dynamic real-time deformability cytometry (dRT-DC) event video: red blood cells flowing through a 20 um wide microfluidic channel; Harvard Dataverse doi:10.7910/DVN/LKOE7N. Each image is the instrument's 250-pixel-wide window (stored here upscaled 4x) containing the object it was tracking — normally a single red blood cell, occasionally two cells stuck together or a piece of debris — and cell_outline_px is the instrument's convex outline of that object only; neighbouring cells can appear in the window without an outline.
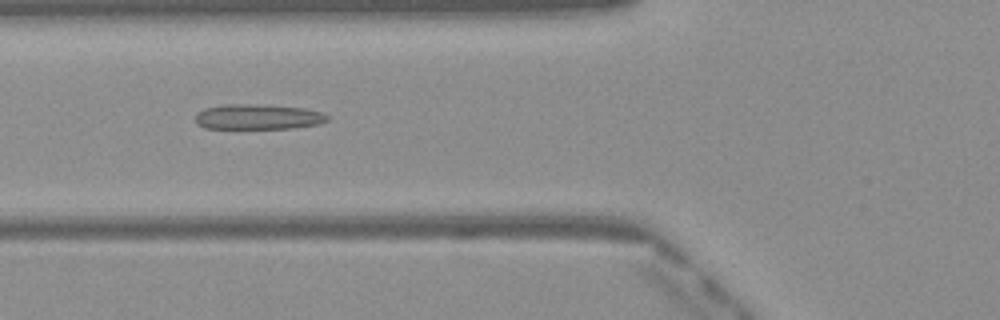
{"species": "Egyptian fruit bat (a non-hibernating species)", "species_latin": "Rousettus aegyptiacus", "temperature_condition": "warm", "stored_images_in_passage": 50, "camera_frame_rate_fps": 3000, "um_per_image_px": 0.085, "frame": {"image": 1, "passage_image": 19, "time_ms": 6.0, "image_size_px": [1000, 320], "cell_outline_px": [[328, 120], [316, 124], [292, 128], [204, 128], [196, 124], [196, 112], [204, 108], [220, 104], [264, 104], [304, 108], [320, 112], [328, 116]], "centroid_in_image_um": [21.86, 9.91], "position_along_channel_um": 103.9, "area_um2": 19.48}}
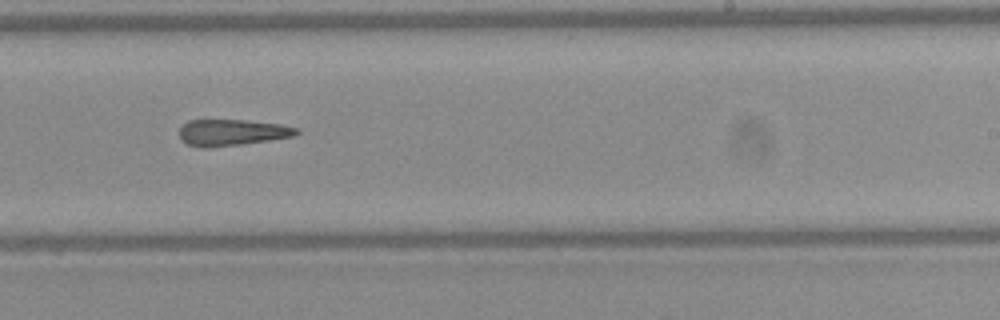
{"frame": {"image": 2, "passage_image": 31, "time_ms": 10.0, "image_size_px": [1000, 320], "cell_outline_px": [[300, 132], [296, 136], [240, 144], [204, 148], [200, 148], [188, 144], [180, 136], [180, 128], [188, 120], [244, 120], [280, 124], [296, 128]], "centroid_in_image_um": [19.73, 11.26], "position_along_channel_um": 269.3, "area_um2": 17.74}}
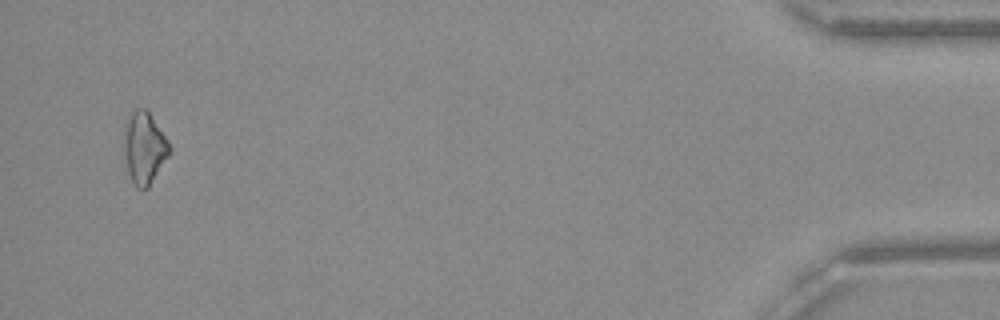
{"frame": {"image": 3, "passage_image": 48, "time_ms": 15.667, "image_size_px": [1000, 320], "cell_outline_px": [[172, 152], [148, 188], [136, 188], [128, 172], [124, 152], [124, 124], [132, 112], [136, 108], [144, 108], [148, 112], [168, 140], [172, 148]], "centroid_in_image_um": [12.28, 12.58], "position_along_channel_um": 422.9, "area_um2": 19.07}}